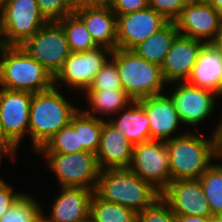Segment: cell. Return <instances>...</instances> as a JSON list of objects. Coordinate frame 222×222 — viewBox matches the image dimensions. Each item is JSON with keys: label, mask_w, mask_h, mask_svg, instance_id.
Returning a JSON list of instances; mask_svg holds the SVG:
<instances>
[{"label": "cell", "mask_w": 222, "mask_h": 222, "mask_svg": "<svg viewBox=\"0 0 222 222\" xmlns=\"http://www.w3.org/2000/svg\"><path fill=\"white\" fill-rule=\"evenodd\" d=\"M94 193L100 199L125 206L136 214L162 197L159 190L130 169L101 170Z\"/></svg>", "instance_id": "obj_1"}, {"label": "cell", "mask_w": 222, "mask_h": 222, "mask_svg": "<svg viewBox=\"0 0 222 222\" xmlns=\"http://www.w3.org/2000/svg\"><path fill=\"white\" fill-rule=\"evenodd\" d=\"M78 110L55 86L32 94L29 135L33 150L37 152L61 128L68 125Z\"/></svg>", "instance_id": "obj_2"}, {"label": "cell", "mask_w": 222, "mask_h": 222, "mask_svg": "<svg viewBox=\"0 0 222 222\" xmlns=\"http://www.w3.org/2000/svg\"><path fill=\"white\" fill-rule=\"evenodd\" d=\"M53 86V76L20 46L3 47L0 52V88L35 94Z\"/></svg>", "instance_id": "obj_3"}, {"label": "cell", "mask_w": 222, "mask_h": 222, "mask_svg": "<svg viewBox=\"0 0 222 222\" xmlns=\"http://www.w3.org/2000/svg\"><path fill=\"white\" fill-rule=\"evenodd\" d=\"M199 134L187 131L165 141L170 158L171 181L200 178L213 164V136L206 139Z\"/></svg>", "instance_id": "obj_4"}, {"label": "cell", "mask_w": 222, "mask_h": 222, "mask_svg": "<svg viewBox=\"0 0 222 222\" xmlns=\"http://www.w3.org/2000/svg\"><path fill=\"white\" fill-rule=\"evenodd\" d=\"M111 58L115 61L123 90L134 100L164 91L165 81L161 66L138 56L133 50L116 48Z\"/></svg>", "instance_id": "obj_5"}, {"label": "cell", "mask_w": 222, "mask_h": 222, "mask_svg": "<svg viewBox=\"0 0 222 222\" xmlns=\"http://www.w3.org/2000/svg\"><path fill=\"white\" fill-rule=\"evenodd\" d=\"M46 156L51 171L61 187H81L95 190L100 174L96 154L81 151L78 153H39Z\"/></svg>", "instance_id": "obj_6"}, {"label": "cell", "mask_w": 222, "mask_h": 222, "mask_svg": "<svg viewBox=\"0 0 222 222\" xmlns=\"http://www.w3.org/2000/svg\"><path fill=\"white\" fill-rule=\"evenodd\" d=\"M47 22L39 10L37 0H7L0 15L4 45L20 46Z\"/></svg>", "instance_id": "obj_7"}, {"label": "cell", "mask_w": 222, "mask_h": 222, "mask_svg": "<svg viewBox=\"0 0 222 222\" xmlns=\"http://www.w3.org/2000/svg\"><path fill=\"white\" fill-rule=\"evenodd\" d=\"M20 47L38 61L53 78L70 54L65 31L58 21L47 22Z\"/></svg>", "instance_id": "obj_8"}, {"label": "cell", "mask_w": 222, "mask_h": 222, "mask_svg": "<svg viewBox=\"0 0 222 222\" xmlns=\"http://www.w3.org/2000/svg\"><path fill=\"white\" fill-rule=\"evenodd\" d=\"M129 169L162 193L171 182L166 142L150 140L133 145Z\"/></svg>", "instance_id": "obj_9"}, {"label": "cell", "mask_w": 222, "mask_h": 222, "mask_svg": "<svg viewBox=\"0 0 222 222\" xmlns=\"http://www.w3.org/2000/svg\"><path fill=\"white\" fill-rule=\"evenodd\" d=\"M112 52L113 50L105 46L85 52H70L61 70L54 77V86L59 88L65 83L71 89L86 91L97 73L111 58Z\"/></svg>", "instance_id": "obj_10"}, {"label": "cell", "mask_w": 222, "mask_h": 222, "mask_svg": "<svg viewBox=\"0 0 222 222\" xmlns=\"http://www.w3.org/2000/svg\"><path fill=\"white\" fill-rule=\"evenodd\" d=\"M174 23L180 35L204 43H212L222 31V17L205 0H192Z\"/></svg>", "instance_id": "obj_11"}, {"label": "cell", "mask_w": 222, "mask_h": 222, "mask_svg": "<svg viewBox=\"0 0 222 222\" xmlns=\"http://www.w3.org/2000/svg\"><path fill=\"white\" fill-rule=\"evenodd\" d=\"M173 92L168 95L173 100L175 110L183 124L195 126L202 123L213 112L215 98L219 95L211 90L194 86L187 81L174 82Z\"/></svg>", "instance_id": "obj_12"}, {"label": "cell", "mask_w": 222, "mask_h": 222, "mask_svg": "<svg viewBox=\"0 0 222 222\" xmlns=\"http://www.w3.org/2000/svg\"><path fill=\"white\" fill-rule=\"evenodd\" d=\"M32 93L0 88V125L8 139L18 148L29 135V112Z\"/></svg>", "instance_id": "obj_13"}, {"label": "cell", "mask_w": 222, "mask_h": 222, "mask_svg": "<svg viewBox=\"0 0 222 222\" xmlns=\"http://www.w3.org/2000/svg\"><path fill=\"white\" fill-rule=\"evenodd\" d=\"M169 21L151 7L117 16V48L132 50Z\"/></svg>", "instance_id": "obj_14"}, {"label": "cell", "mask_w": 222, "mask_h": 222, "mask_svg": "<svg viewBox=\"0 0 222 222\" xmlns=\"http://www.w3.org/2000/svg\"><path fill=\"white\" fill-rule=\"evenodd\" d=\"M162 198L175 216L213 217L199 178L171 181Z\"/></svg>", "instance_id": "obj_15"}, {"label": "cell", "mask_w": 222, "mask_h": 222, "mask_svg": "<svg viewBox=\"0 0 222 222\" xmlns=\"http://www.w3.org/2000/svg\"><path fill=\"white\" fill-rule=\"evenodd\" d=\"M149 119L151 140L168 141L181 121L169 95H153L137 100Z\"/></svg>", "instance_id": "obj_16"}, {"label": "cell", "mask_w": 222, "mask_h": 222, "mask_svg": "<svg viewBox=\"0 0 222 222\" xmlns=\"http://www.w3.org/2000/svg\"><path fill=\"white\" fill-rule=\"evenodd\" d=\"M52 204L51 215L42 214L46 222H87L94 191L81 187H61Z\"/></svg>", "instance_id": "obj_17"}, {"label": "cell", "mask_w": 222, "mask_h": 222, "mask_svg": "<svg viewBox=\"0 0 222 222\" xmlns=\"http://www.w3.org/2000/svg\"><path fill=\"white\" fill-rule=\"evenodd\" d=\"M203 44L202 41L180 34L175 38L161 66L163 77L168 85L187 81Z\"/></svg>", "instance_id": "obj_18"}, {"label": "cell", "mask_w": 222, "mask_h": 222, "mask_svg": "<svg viewBox=\"0 0 222 222\" xmlns=\"http://www.w3.org/2000/svg\"><path fill=\"white\" fill-rule=\"evenodd\" d=\"M74 13L84 22L98 46L117 48V16L110 5H82Z\"/></svg>", "instance_id": "obj_19"}, {"label": "cell", "mask_w": 222, "mask_h": 222, "mask_svg": "<svg viewBox=\"0 0 222 222\" xmlns=\"http://www.w3.org/2000/svg\"><path fill=\"white\" fill-rule=\"evenodd\" d=\"M133 144L107 120L104 121L99 149L96 153L100 170L129 169Z\"/></svg>", "instance_id": "obj_20"}, {"label": "cell", "mask_w": 222, "mask_h": 222, "mask_svg": "<svg viewBox=\"0 0 222 222\" xmlns=\"http://www.w3.org/2000/svg\"><path fill=\"white\" fill-rule=\"evenodd\" d=\"M187 82L222 95V54L213 43H204Z\"/></svg>", "instance_id": "obj_21"}, {"label": "cell", "mask_w": 222, "mask_h": 222, "mask_svg": "<svg viewBox=\"0 0 222 222\" xmlns=\"http://www.w3.org/2000/svg\"><path fill=\"white\" fill-rule=\"evenodd\" d=\"M121 111L123 112L121 113L122 115L118 112L119 116L117 118H111L107 121L118 129L133 145L150 141L149 119L139 103L134 101Z\"/></svg>", "instance_id": "obj_22"}, {"label": "cell", "mask_w": 222, "mask_h": 222, "mask_svg": "<svg viewBox=\"0 0 222 222\" xmlns=\"http://www.w3.org/2000/svg\"><path fill=\"white\" fill-rule=\"evenodd\" d=\"M178 35L179 32L174 21H169L163 28L132 50L143 59L162 66Z\"/></svg>", "instance_id": "obj_23"}, {"label": "cell", "mask_w": 222, "mask_h": 222, "mask_svg": "<svg viewBox=\"0 0 222 222\" xmlns=\"http://www.w3.org/2000/svg\"><path fill=\"white\" fill-rule=\"evenodd\" d=\"M85 93L91 110L83 111L95 117H98L96 114L114 116L134 102L123 89H87Z\"/></svg>", "instance_id": "obj_24"}, {"label": "cell", "mask_w": 222, "mask_h": 222, "mask_svg": "<svg viewBox=\"0 0 222 222\" xmlns=\"http://www.w3.org/2000/svg\"><path fill=\"white\" fill-rule=\"evenodd\" d=\"M105 119L90 116L83 109H79L71 118L70 124L78 131L79 146L83 151L96 154L101 139L102 127Z\"/></svg>", "instance_id": "obj_25"}, {"label": "cell", "mask_w": 222, "mask_h": 222, "mask_svg": "<svg viewBox=\"0 0 222 222\" xmlns=\"http://www.w3.org/2000/svg\"><path fill=\"white\" fill-rule=\"evenodd\" d=\"M63 27L71 52H85L98 47L84 22L72 13L58 21Z\"/></svg>", "instance_id": "obj_26"}, {"label": "cell", "mask_w": 222, "mask_h": 222, "mask_svg": "<svg viewBox=\"0 0 222 222\" xmlns=\"http://www.w3.org/2000/svg\"><path fill=\"white\" fill-rule=\"evenodd\" d=\"M90 222H137V214L125 206L102 200L94 193L90 204Z\"/></svg>", "instance_id": "obj_27"}, {"label": "cell", "mask_w": 222, "mask_h": 222, "mask_svg": "<svg viewBox=\"0 0 222 222\" xmlns=\"http://www.w3.org/2000/svg\"><path fill=\"white\" fill-rule=\"evenodd\" d=\"M213 216H222V164L213 163L199 178Z\"/></svg>", "instance_id": "obj_28"}, {"label": "cell", "mask_w": 222, "mask_h": 222, "mask_svg": "<svg viewBox=\"0 0 222 222\" xmlns=\"http://www.w3.org/2000/svg\"><path fill=\"white\" fill-rule=\"evenodd\" d=\"M83 151L79 146L78 131L69 123L61 128L53 137H51L38 153H78Z\"/></svg>", "instance_id": "obj_29"}, {"label": "cell", "mask_w": 222, "mask_h": 222, "mask_svg": "<svg viewBox=\"0 0 222 222\" xmlns=\"http://www.w3.org/2000/svg\"><path fill=\"white\" fill-rule=\"evenodd\" d=\"M43 213L39 202L24 193L0 218V222H37L42 218Z\"/></svg>", "instance_id": "obj_30"}, {"label": "cell", "mask_w": 222, "mask_h": 222, "mask_svg": "<svg viewBox=\"0 0 222 222\" xmlns=\"http://www.w3.org/2000/svg\"><path fill=\"white\" fill-rule=\"evenodd\" d=\"M88 89H123L117 65L112 58L97 73Z\"/></svg>", "instance_id": "obj_31"}, {"label": "cell", "mask_w": 222, "mask_h": 222, "mask_svg": "<svg viewBox=\"0 0 222 222\" xmlns=\"http://www.w3.org/2000/svg\"><path fill=\"white\" fill-rule=\"evenodd\" d=\"M37 4L48 22L60 21L74 13L75 9L70 0H37Z\"/></svg>", "instance_id": "obj_32"}, {"label": "cell", "mask_w": 222, "mask_h": 222, "mask_svg": "<svg viewBox=\"0 0 222 222\" xmlns=\"http://www.w3.org/2000/svg\"><path fill=\"white\" fill-rule=\"evenodd\" d=\"M137 222H176V216L161 197L152 206L137 214Z\"/></svg>", "instance_id": "obj_33"}, {"label": "cell", "mask_w": 222, "mask_h": 222, "mask_svg": "<svg viewBox=\"0 0 222 222\" xmlns=\"http://www.w3.org/2000/svg\"><path fill=\"white\" fill-rule=\"evenodd\" d=\"M192 0H149V7L163 15L168 21H174L181 10Z\"/></svg>", "instance_id": "obj_34"}, {"label": "cell", "mask_w": 222, "mask_h": 222, "mask_svg": "<svg viewBox=\"0 0 222 222\" xmlns=\"http://www.w3.org/2000/svg\"><path fill=\"white\" fill-rule=\"evenodd\" d=\"M24 193L14 192L6 181H0V218L18 201Z\"/></svg>", "instance_id": "obj_35"}, {"label": "cell", "mask_w": 222, "mask_h": 222, "mask_svg": "<svg viewBox=\"0 0 222 222\" xmlns=\"http://www.w3.org/2000/svg\"><path fill=\"white\" fill-rule=\"evenodd\" d=\"M110 6L116 16H119L148 8L149 0H114Z\"/></svg>", "instance_id": "obj_36"}, {"label": "cell", "mask_w": 222, "mask_h": 222, "mask_svg": "<svg viewBox=\"0 0 222 222\" xmlns=\"http://www.w3.org/2000/svg\"><path fill=\"white\" fill-rule=\"evenodd\" d=\"M220 121H222V117ZM214 130L215 132L212 135L214 140V159L222 160V122H219Z\"/></svg>", "instance_id": "obj_37"}, {"label": "cell", "mask_w": 222, "mask_h": 222, "mask_svg": "<svg viewBox=\"0 0 222 222\" xmlns=\"http://www.w3.org/2000/svg\"><path fill=\"white\" fill-rule=\"evenodd\" d=\"M18 150V148L15 145H0V166H1V159L2 156L6 155L12 158V160L14 161L16 159V151ZM15 157V159H14ZM4 178H0V181H3Z\"/></svg>", "instance_id": "obj_38"}, {"label": "cell", "mask_w": 222, "mask_h": 222, "mask_svg": "<svg viewBox=\"0 0 222 222\" xmlns=\"http://www.w3.org/2000/svg\"><path fill=\"white\" fill-rule=\"evenodd\" d=\"M213 217L176 216V222H211Z\"/></svg>", "instance_id": "obj_39"}, {"label": "cell", "mask_w": 222, "mask_h": 222, "mask_svg": "<svg viewBox=\"0 0 222 222\" xmlns=\"http://www.w3.org/2000/svg\"><path fill=\"white\" fill-rule=\"evenodd\" d=\"M211 6L215 8V10L220 14L222 17V0H205Z\"/></svg>", "instance_id": "obj_40"}, {"label": "cell", "mask_w": 222, "mask_h": 222, "mask_svg": "<svg viewBox=\"0 0 222 222\" xmlns=\"http://www.w3.org/2000/svg\"><path fill=\"white\" fill-rule=\"evenodd\" d=\"M0 145H14L5 135L3 128L0 125Z\"/></svg>", "instance_id": "obj_41"}, {"label": "cell", "mask_w": 222, "mask_h": 222, "mask_svg": "<svg viewBox=\"0 0 222 222\" xmlns=\"http://www.w3.org/2000/svg\"><path fill=\"white\" fill-rule=\"evenodd\" d=\"M82 5H98V0H75V8Z\"/></svg>", "instance_id": "obj_42"}, {"label": "cell", "mask_w": 222, "mask_h": 222, "mask_svg": "<svg viewBox=\"0 0 222 222\" xmlns=\"http://www.w3.org/2000/svg\"><path fill=\"white\" fill-rule=\"evenodd\" d=\"M218 51L222 54V31L218 34L216 39L212 42Z\"/></svg>", "instance_id": "obj_43"}, {"label": "cell", "mask_w": 222, "mask_h": 222, "mask_svg": "<svg viewBox=\"0 0 222 222\" xmlns=\"http://www.w3.org/2000/svg\"><path fill=\"white\" fill-rule=\"evenodd\" d=\"M114 0H98V5H111Z\"/></svg>", "instance_id": "obj_44"}, {"label": "cell", "mask_w": 222, "mask_h": 222, "mask_svg": "<svg viewBox=\"0 0 222 222\" xmlns=\"http://www.w3.org/2000/svg\"><path fill=\"white\" fill-rule=\"evenodd\" d=\"M6 3H7V0H0V15L3 13Z\"/></svg>", "instance_id": "obj_45"}, {"label": "cell", "mask_w": 222, "mask_h": 222, "mask_svg": "<svg viewBox=\"0 0 222 222\" xmlns=\"http://www.w3.org/2000/svg\"><path fill=\"white\" fill-rule=\"evenodd\" d=\"M211 222H222V216H213Z\"/></svg>", "instance_id": "obj_46"}, {"label": "cell", "mask_w": 222, "mask_h": 222, "mask_svg": "<svg viewBox=\"0 0 222 222\" xmlns=\"http://www.w3.org/2000/svg\"><path fill=\"white\" fill-rule=\"evenodd\" d=\"M4 43H3V40H2V36H1V24H0V52L2 51L3 47H4Z\"/></svg>", "instance_id": "obj_47"}, {"label": "cell", "mask_w": 222, "mask_h": 222, "mask_svg": "<svg viewBox=\"0 0 222 222\" xmlns=\"http://www.w3.org/2000/svg\"><path fill=\"white\" fill-rule=\"evenodd\" d=\"M72 5L75 7V0H70Z\"/></svg>", "instance_id": "obj_48"}, {"label": "cell", "mask_w": 222, "mask_h": 222, "mask_svg": "<svg viewBox=\"0 0 222 222\" xmlns=\"http://www.w3.org/2000/svg\"><path fill=\"white\" fill-rule=\"evenodd\" d=\"M37 222H46L43 218H41L39 221Z\"/></svg>", "instance_id": "obj_49"}]
</instances>
